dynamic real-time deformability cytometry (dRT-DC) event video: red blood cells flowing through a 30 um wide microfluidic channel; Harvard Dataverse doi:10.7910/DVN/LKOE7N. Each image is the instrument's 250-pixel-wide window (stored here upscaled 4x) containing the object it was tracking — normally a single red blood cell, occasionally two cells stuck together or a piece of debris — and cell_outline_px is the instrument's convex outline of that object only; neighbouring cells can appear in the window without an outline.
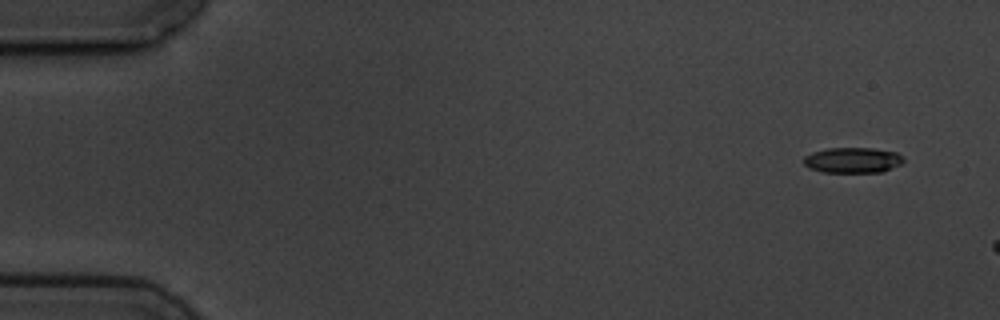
{"species": "common noctule bat (a hibernating species)", "species_latin": "Nyctalus noctula", "temperature_condition": "cold", "stored_images_in_passage": 3, "camera_frame_rate_fps": 3000, "um_per_image_px": 0.085, "animal": {"sex": "male", "body_mass_g": 19.5, "forearm_length_mm": 54.6}, "frame": {"image": 1, "passage_image": 1, "time_ms": 0.0, "image_size_px": [1000, 320], "cell_outline_px": [[904, 160], [900, 164], [880, 172], [824, 172], [808, 168], [804, 164], [804, 156], [812, 152], [828, 148], [872, 148], [896, 152]], "centroid_in_image_um": [72.43, 13.61], "position_along_channel_um": 12.6, "area_um2": 14.68}}